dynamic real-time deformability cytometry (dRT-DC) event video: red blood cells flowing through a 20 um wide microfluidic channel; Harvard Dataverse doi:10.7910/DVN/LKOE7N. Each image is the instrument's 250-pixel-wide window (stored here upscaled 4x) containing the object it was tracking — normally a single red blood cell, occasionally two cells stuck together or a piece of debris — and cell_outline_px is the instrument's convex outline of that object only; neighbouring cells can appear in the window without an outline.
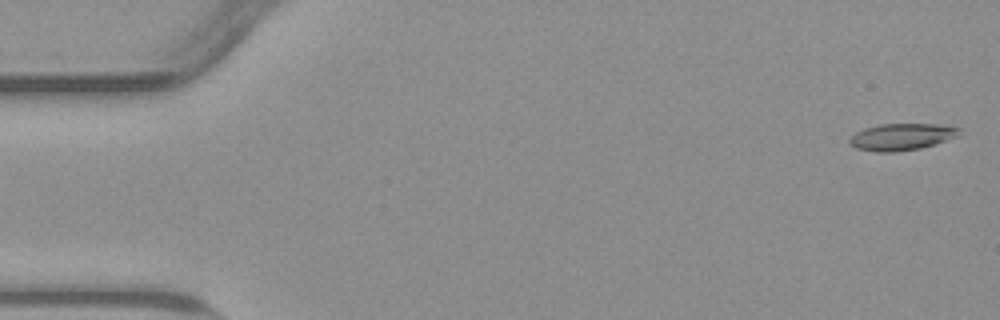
{"species": "common noctule bat (a hibernating species)", "species_latin": "Nyctalus noctula", "temperature_condition": "warm", "stored_images_in_passage": 55, "camera_frame_rate_fps": 3000, "um_per_image_px": 0.085, "animal": {"sex": "male", "body_mass_g": 23.1, "forearm_length_mm": 52.7}, "frame": {"image": 1, "passage_image": 2, "time_ms": 0.333, "image_size_px": [1000, 320], "cell_outline_px": [[960, 136], [920, 148], [892, 152], [876, 152], [856, 148], [848, 144], [848, 140], [856, 132], [864, 128], [880, 124], [948, 124], [960, 128]], "centroid_in_image_um": [76.66, 11.62], "position_along_channel_um": 8.3, "area_um2": 17.28}}
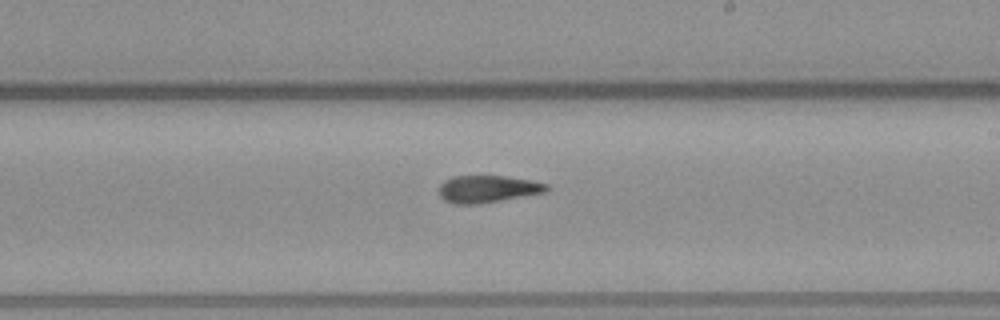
{"frame": {"image": 2, "passage_image": 32, "time_ms": 10.333, "image_size_px": [1000, 320], "cell_outline_px": [[548, 188], [544, 192], [500, 200], [476, 204], [456, 204], [444, 200], [440, 196], [440, 184], [444, 180], [452, 176], [504, 176], [532, 180], [548, 184]], "centroid_in_image_um": [41.42, 16.05], "position_along_channel_um": 247.6, "area_um2": 16.82}}
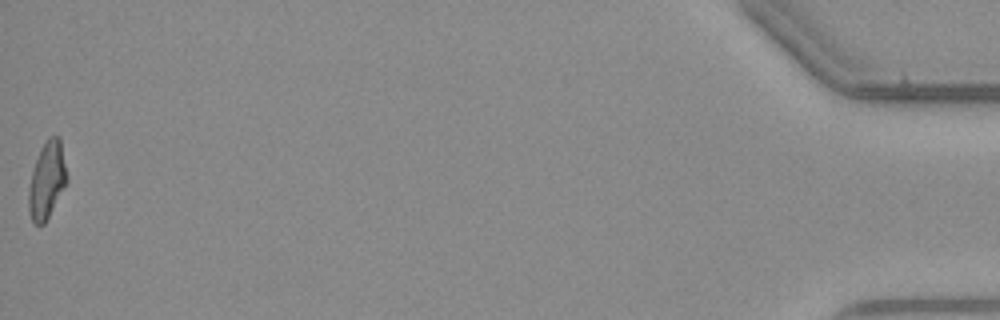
{"frame": {"image": 3, "passage_image": 55, "time_ms": 18.0, "image_size_px": [1000, 320], "cell_outline_px": [[68, 180], [44, 224], [32, 224], [28, 212], [28, 188], [32, 172], [40, 148], [48, 136], [60, 136], [68, 176]], "centroid_in_image_um": [3.98, 15.31], "position_along_channel_um": 431.2, "area_um2": 17.28}, "authors_computed_cell_mechanics": {"area_um2": 17.34, "velocity_mm_per_s": 3.8054, "shape_relaxation_time_tau1_ms": null, "shape_relaxation_time_tau2_ms": 4.4926, "deformation_change_tau1": null, "deformation_change_tau2": 0.1465}}